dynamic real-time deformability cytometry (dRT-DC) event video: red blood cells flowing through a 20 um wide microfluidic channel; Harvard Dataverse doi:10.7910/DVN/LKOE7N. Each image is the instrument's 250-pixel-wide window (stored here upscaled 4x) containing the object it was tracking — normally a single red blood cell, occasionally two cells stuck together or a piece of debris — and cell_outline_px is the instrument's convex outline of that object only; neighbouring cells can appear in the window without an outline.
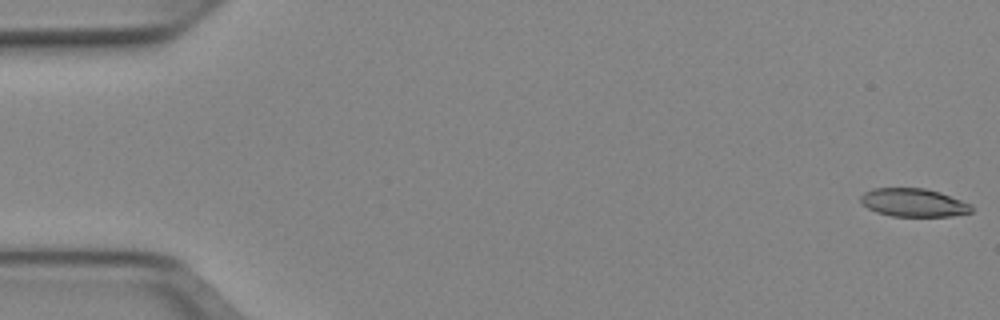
{"species": "Egyptian fruit bat (a non-hibernating species)", "species_latin": "Rousettus aegyptiacus", "temperature_condition": "cold", "stored_images_in_passage": 51, "camera_frame_rate_fps": 3000, "um_per_image_px": 0.085, "animal": {"sex": "female"}, "frame": {"image": 1, "passage_image": 1, "time_ms": 0.0, "image_size_px": [1000, 320], "cell_outline_px": [[972, 212], [952, 216], [892, 216], [876, 212], [868, 208], [860, 200], [860, 196], [864, 192], [872, 188], [924, 188], [940, 192], [972, 204]], "centroid_in_image_um": [77.66, 17.22], "position_along_channel_um": 7.3, "area_um2": 18.26}}
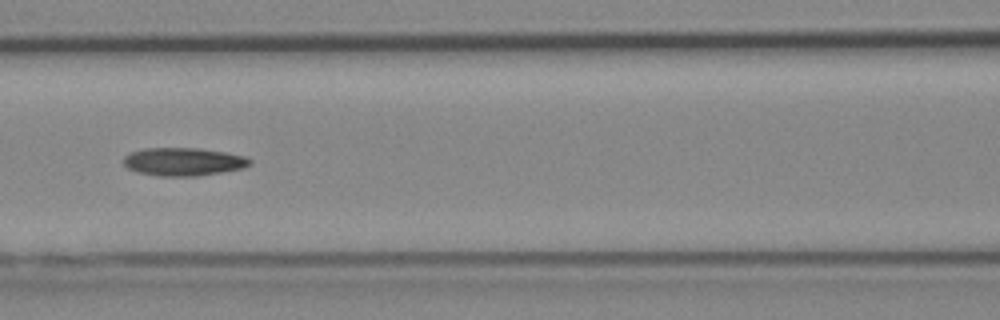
{"frame": {"image": 2, "passage_image": 23, "time_ms": 7.333, "image_size_px": [1000, 320], "cell_outline_px": [[252, 160], [244, 168], [196, 176], [160, 176], [136, 172], [128, 168], [124, 164], [124, 156], [132, 152], [144, 148], [200, 148], [224, 152], [244, 156]], "centroid_in_image_um": [15.57, 13.74], "position_along_channel_um": 151.0, "area_um2": 20.52}}
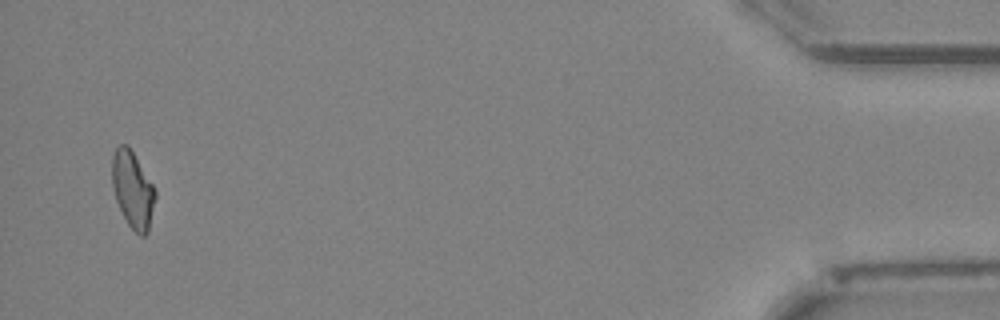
{"frame": {"image": 3, "passage_image": 50, "time_ms": 16.333, "image_size_px": [1000, 320], "cell_outline_px": [[156, 196], [148, 232], [144, 236], [140, 236], [128, 224], [116, 200], [112, 188], [112, 156], [116, 148], [120, 144], [128, 144], [156, 188]], "centroid_in_image_um": [11.29, 16.09], "position_along_channel_um": 423.9, "area_um2": 19.36}, "authors_computed_cell_mechanics": {"area_um2": 19.941, "velocity_mm_per_s": 3.9492, "shape_relaxation_time_tau1_ms": null, "shape_relaxation_time_tau2_ms": 4.9772, "deformation_change_tau1": null, "deformation_change_tau2": 0.1398}}